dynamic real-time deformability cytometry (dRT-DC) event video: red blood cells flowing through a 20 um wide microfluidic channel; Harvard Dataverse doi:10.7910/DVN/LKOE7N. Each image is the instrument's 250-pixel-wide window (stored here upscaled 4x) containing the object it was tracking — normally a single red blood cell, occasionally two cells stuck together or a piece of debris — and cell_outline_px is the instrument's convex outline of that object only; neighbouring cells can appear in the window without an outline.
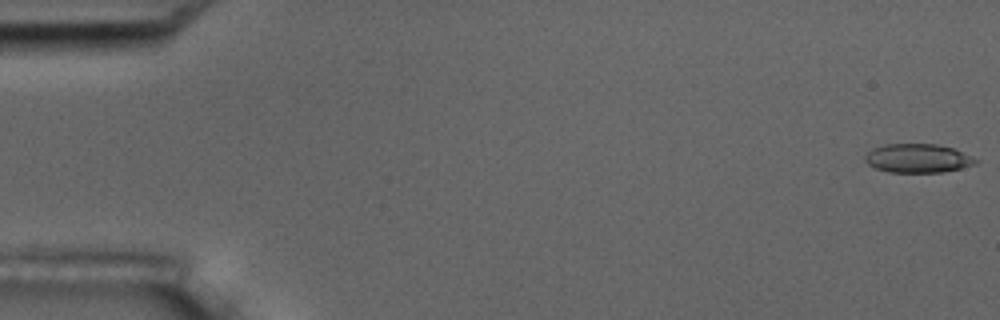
{"species": "common noctule bat (a hibernating species)", "species_latin": "Nyctalus noctula", "temperature_condition": "room temperature", "stored_images_in_passage": 8, "camera_frame_rate_fps": 3000, "um_per_image_px": 0.085, "animal": {"sex": "male", "body_mass_g": 17.5, "forearm_length_mm": 52.3}, "frame": {"image": 1, "passage_image": 1, "time_ms": 0.0, "image_size_px": [1000, 320], "cell_outline_px": [[980, 160], [976, 164], [960, 168], [940, 172], [888, 172], [876, 168], [868, 164], [864, 160], [864, 156], [872, 148], [884, 144], [936, 144], [952, 148]], "centroid_in_image_um": [77.98, 13.45], "position_along_channel_um": 7.0, "area_um2": 18.5}}
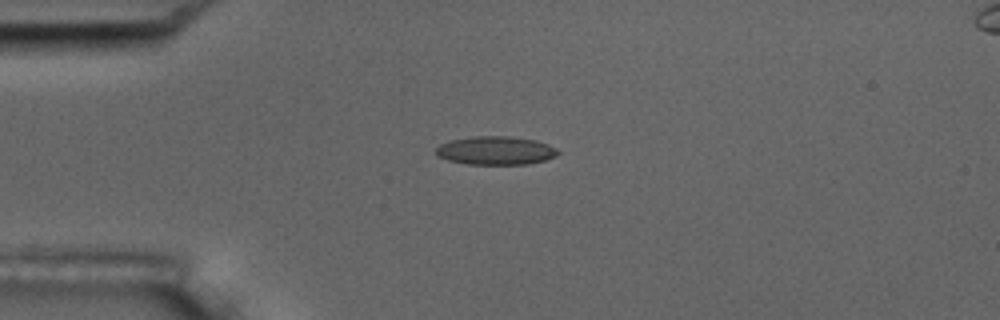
{"frame": {"image": 2, "passage_image": 4, "time_ms": 4.333, "image_size_px": [1000, 320], "cell_outline_px": [[560, 152], [556, 156], [544, 160], [528, 164], [468, 164], [448, 160], [436, 156], [436, 148], [440, 144], [452, 140], [472, 136], [508, 136], [536, 140], [548, 144], [556, 148]], "centroid_in_image_um": [42.13, 12.79], "position_along_channel_um": 42.9, "area_um2": 20.23}}
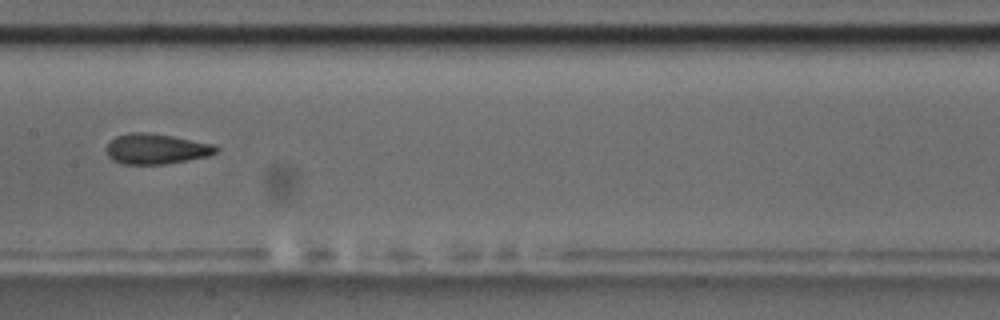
{"frame": {"image": 3, "passage_image": 8, "time_ms": 9.0, "image_size_px": [1000, 320], "cell_outline_px": [[220, 148], [216, 152], [208, 156], [188, 160], [164, 164], [120, 164], [112, 160], [108, 156], [104, 148], [116, 136], [128, 132], [148, 132], [172, 136], [216, 144]], "centroid_in_image_um": [13.26, 12.65], "position_along_channel_um": 194.1, "area_um2": 19.65}}